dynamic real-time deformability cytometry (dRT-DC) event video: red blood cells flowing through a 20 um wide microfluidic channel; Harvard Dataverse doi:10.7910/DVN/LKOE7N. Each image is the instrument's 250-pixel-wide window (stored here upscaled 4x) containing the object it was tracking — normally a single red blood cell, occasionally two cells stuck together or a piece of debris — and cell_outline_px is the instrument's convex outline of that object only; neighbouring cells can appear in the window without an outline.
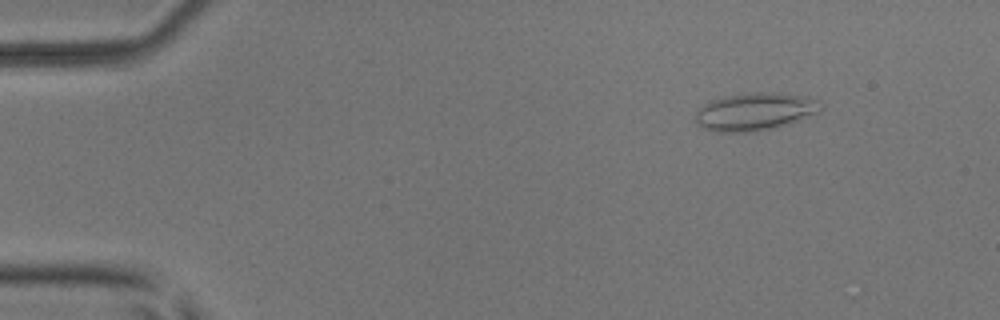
{"species": "common noctule bat (a hibernating species)", "species_latin": "Nyctalus noctula", "temperature_condition": "room temperature", "stored_images_in_passage": 7, "camera_frame_rate_fps": 3000, "um_per_image_px": 0.085, "animal": {"sex": "male", "body_mass_g": 17.9, "forearm_length_mm": 54.2}, "frame": {"image": 1, "passage_image": 2, "time_ms": 0.333, "image_size_px": [1000, 320], "cell_outline_px": [[820, 112], [784, 124], [752, 132], [716, 132], [704, 128], [696, 124], [696, 108], [708, 100], [724, 96], [756, 92], [776, 92], [804, 96], [820, 100]], "centroid_in_image_um": [64.09, 9.47], "position_along_channel_um": 20.9, "area_um2": 27.46}}
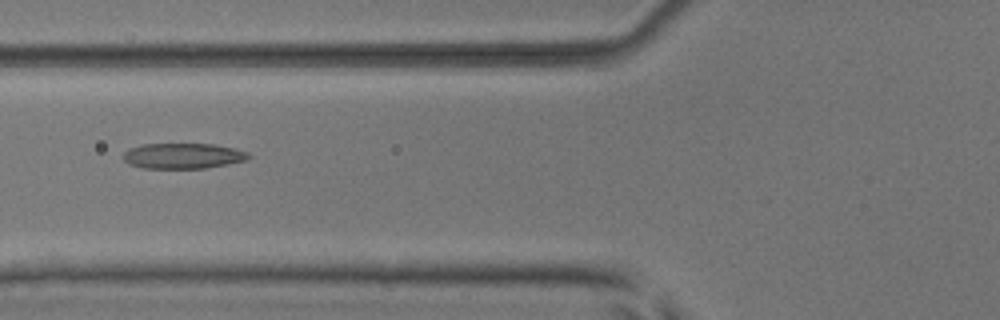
{"frame": {"image": 2, "passage_image": 6, "time_ms": 1.667, "image_size_px": [1000, 320], "cell_outline_px": [[252, 156], [248, 160], [228, 164], [204, 168], [144, 168], [128, 164], [124, 160], [124, 152], [128, 148], [144, 144], [212, 144], [232, 148], [248, 152]], "centroid_in_image_um": [15.56, 13.25], "position_along_channel_um": 110.2, "area_um2": 18.61}}
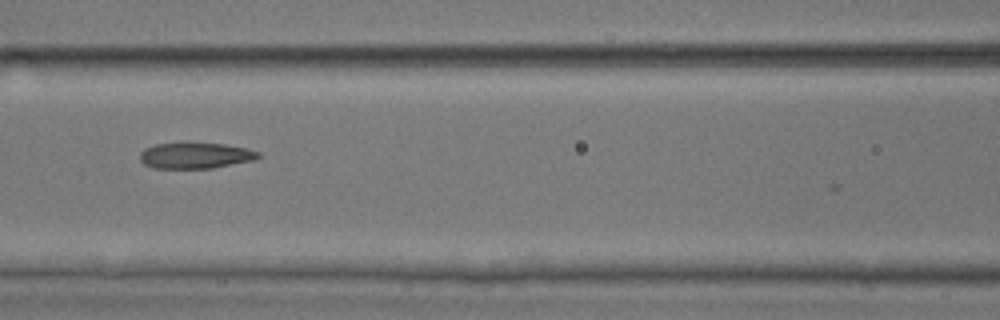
{"frame": {"image": 3, "passage_image": 7, "time_ms": 2.0, "image_size_px": [1000, 320], "cell_outline_px": [[260, 156], [256, 160], [212, 168], [152, 168], [144, 164], [140, 160], [140, 152], [144, 148], [156, 144], [184, 140], [224, 144], [248, 148], [260, 152]], "centroid_in_image_um": [16.6, 13.18], "position_along_channel_um": 150.0, "area_um2": 18.73}}